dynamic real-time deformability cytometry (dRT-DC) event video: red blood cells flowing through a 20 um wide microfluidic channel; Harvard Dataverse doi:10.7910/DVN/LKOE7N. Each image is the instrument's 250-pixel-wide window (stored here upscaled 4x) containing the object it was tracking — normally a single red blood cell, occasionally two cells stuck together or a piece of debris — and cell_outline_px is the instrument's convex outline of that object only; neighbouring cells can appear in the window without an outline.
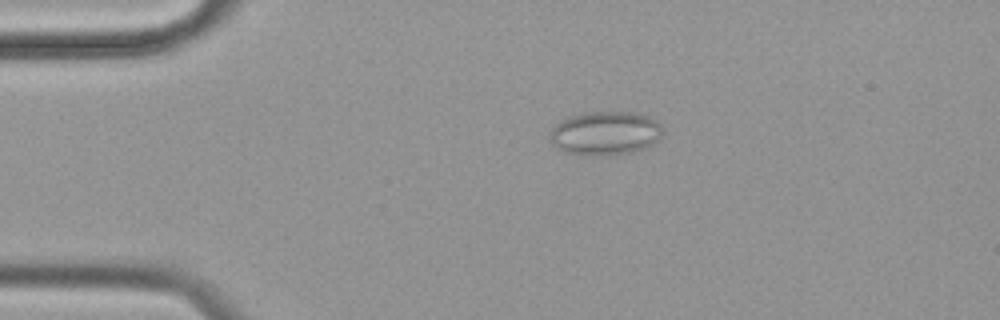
{"species": "common noctule bat (a hibernating species)", "species_latin": "Nyctalus noctula", "temperature_condition": "cold", "stored_images_in_passage": 57, "camera_frame_rate_fps": 3000, "um_per_image_px": 0.085, "animal": {"sex": "female", "body_mass_g": 19.9}, "frame": {"image": 1, "passage_image": 11, "time_ms": 3.333, "image_size_px": [1000, 320], "cell_outline_px": [[660, 140], [648, 148], [632, 152], [596, 156], [584, 156], [564, 152], [556, 148], [552, 144], [552, 128], [556, 124], [568, 116], [588, 112], [636, 112], [648, 116], [656, 120], [660, 124]], "centroid_in_image_um": [51.46, 11.34], "position_along_channel_um": 33.5, "area_um2": 28.96}}
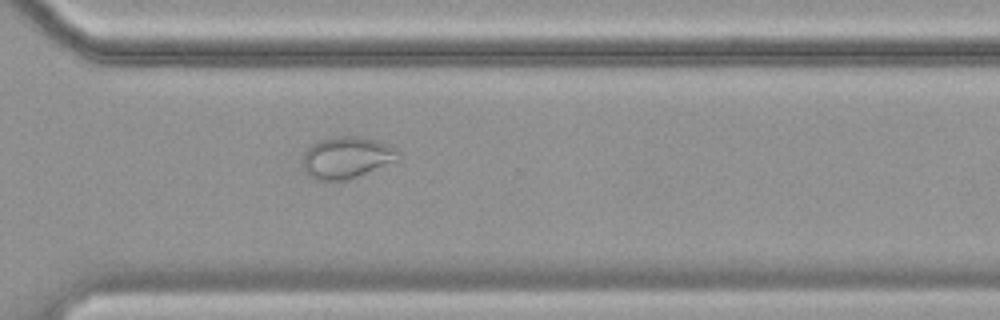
{"frame": {"image": 2, "passage_image": 41, "time_ms": 13.333, "image_size_px": [1000, 320], "cell_outline_px": [[400, 160], [356, 176], [344, 180], [316, 180], [308, 176], [300, 160], [304, 152], [312, 144], [320, 140], [336, 136], [360, 136], [376, 140], [396, 148], [400, 156]], "centroid_in_image_um": [29.44, 13.38], "position_along_channel_um": 341.2, "area_um2": 23.29}}
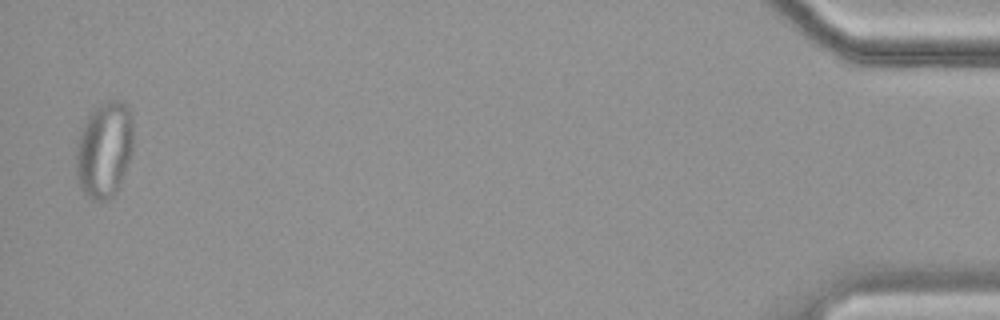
{"frame": {"image": 3, "passage_image": 56, "time_ms": 18.333, "image_size_px": [1000, 320], "cell_outline_px": [[132, 148], [128, 160], [116, 192], [112, 196], [104, 200], [92, 200], [80, 188], [76, 172], [76, 152], [80, 132], [88, 116], [100, 104], [108, 100], [124, 100], [128, 104], [132, 116]], "centroid_in_image_um": [8.86, 12.68], "position_along_channel_um": 426.3, "area_um2": 31.73}, "authors_computed_cell_mechanics": {"area_um2": 25.8944, "velocity_mm_per_s": 3.4683, "shape_relaxation_time_tau1_ms": null, "shape_relaxation_time_tau2_ms": 1.7734, "deformation_change_tau1": null, "deformation_change_tau2": 0.0536}}